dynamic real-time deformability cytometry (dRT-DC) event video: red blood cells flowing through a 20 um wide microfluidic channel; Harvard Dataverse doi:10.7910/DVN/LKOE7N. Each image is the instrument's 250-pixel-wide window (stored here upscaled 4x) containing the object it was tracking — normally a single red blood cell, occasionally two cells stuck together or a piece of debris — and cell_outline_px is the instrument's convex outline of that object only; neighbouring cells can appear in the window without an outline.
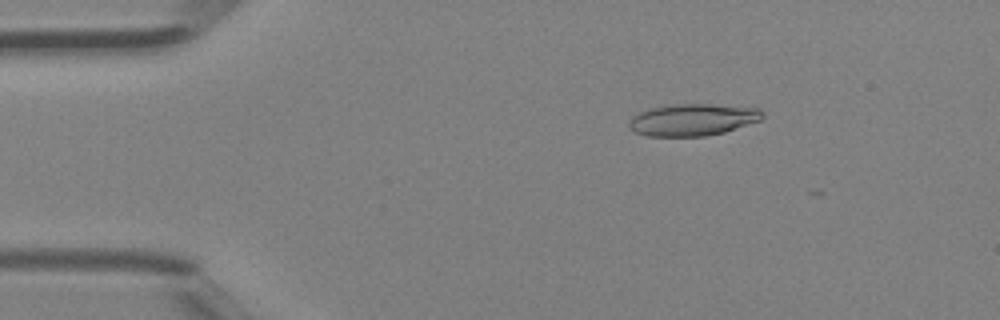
{"species": "Egyptian fruit bat (a non-hibernating species)", "species_latin": "Rousettus aegyptiacus", "temperature_condition": "room temperature", "stored_images_in_passage": 3, "camera_frame_rate_fps": 3000, "um_per_image_px": 0.085, "animal": {"sex": "female"}, "frame": {"image": 1, "passage_image": 1, "time_ms": 0.0, "image_size_px": [1000, 320], "cell_outline_px": [[764, 116], [760, 120], [724, 132], [704, 136], [648, 136], [636, 132], [628, 128], [628, 120], [632, 116], [640, 112], [652, 108], [672, 104], [712, 104], [760, 108], [764, 112]], "centroid_in_image_um": [58.87, 10.17], "position_along_channel_um": 26.1, "area_um2": 24.85}}